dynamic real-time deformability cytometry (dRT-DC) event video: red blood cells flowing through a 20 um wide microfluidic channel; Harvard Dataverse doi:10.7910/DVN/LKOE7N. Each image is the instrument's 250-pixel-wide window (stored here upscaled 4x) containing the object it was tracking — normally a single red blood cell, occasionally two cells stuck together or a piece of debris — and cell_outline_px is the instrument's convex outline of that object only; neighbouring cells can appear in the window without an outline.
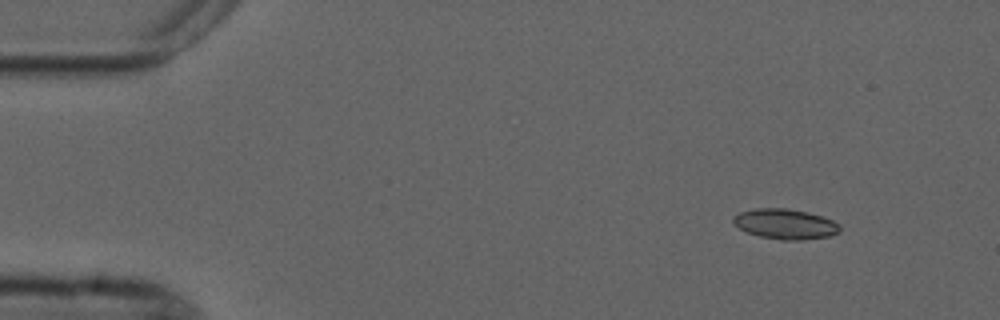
{"species": "common noctule bat (a hibernating species)", "species_latin": "Nyctalus noctula", "temperature_condition": "cold", "stored_images_in_passage": 5, "segment_of_instrument_passage": [2, 2], "camera_frame_rate_fps": 3000, "um_per_image_px": 0.085, "animal": {"sex": "male", "forearm_length_mm": 52.5}, "frame": {"image": 1, "passage_image": 5, "time_ms": 6.667, "image_size_px": [1000, 320], "cell_outline_px": [[840, 232], [828, 236], [800, 240], [780, 240], [760, 236], [748, 232], [740, 228], [732, 220], [732, 216], [740, 212], [756, 208], [788, 208], [808, 212], [832, 220], [840, 224]], "centroid_in_image_um": [66.75, 19.03], "position_along_channel_um": 18.2, "area_um2": 18.67}}